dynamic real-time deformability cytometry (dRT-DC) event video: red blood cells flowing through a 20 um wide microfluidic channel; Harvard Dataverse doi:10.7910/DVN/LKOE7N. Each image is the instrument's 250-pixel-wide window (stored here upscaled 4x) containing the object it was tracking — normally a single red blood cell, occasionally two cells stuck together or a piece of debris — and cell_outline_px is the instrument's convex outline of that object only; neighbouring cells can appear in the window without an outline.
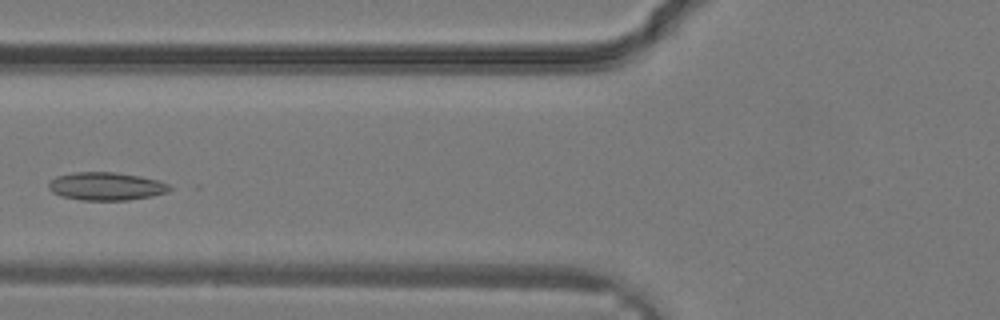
{"species": "common noctule bat (a hibernating species)", "species_latin": "Nyctalus noctula", "temperature_condition": "warm", "stored_images_in_passage": 21, "camera_frame_rate_fps": 3000, "um_per_image_px": 0.085, "animal": {"sex": "male", "body_mass_g": 19.2, "forearm_length_mm": 51.8}, "frame": {"image": 1, "passage_image": 5, "time_ms": 1.333, "image_size_px": [1000, 320], "cell_outline_px": [[172, 188], [168, 192], [152, 196], [128, 200], [80, 200], [64, 196], [52, 192], [48, 188], [48, 184], [56, 176], [72, 172], [116, 172], [140, 176], [156, 180], [168, 184]], "centroid_in_image_um": [9.02, 15.83], "position_along_channel_um": 116.8, "area_um2": 19.71}}
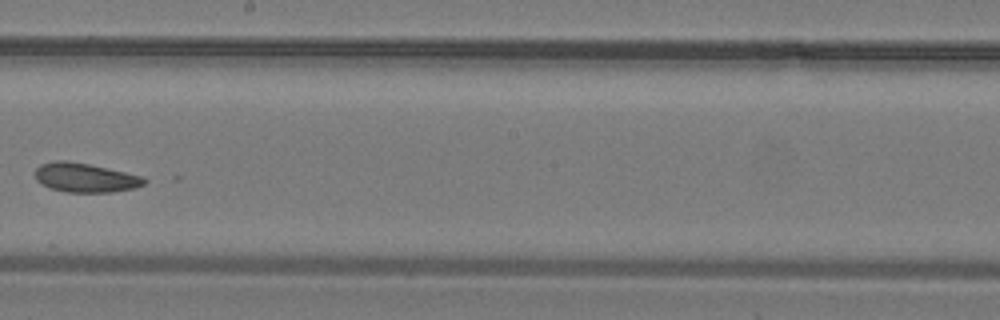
{"frame": {"image": 2, "passage_image": 11, "time_ms": 3.333, "image_size_px": [1000, 320], "cell_outline_px": [[148, 180], [144, 184], [132, 188], [112, 192], [68, 192], [52, 188], [40, 184], [36, 180], [36, 168], [40, 164], [56, 160], [64, 160], [88, 164], [144, 176]], "centroid_in_image_um": [7.24, 15.09], "position_along_channel_um": 241.0, "area_um2": 18.44}}
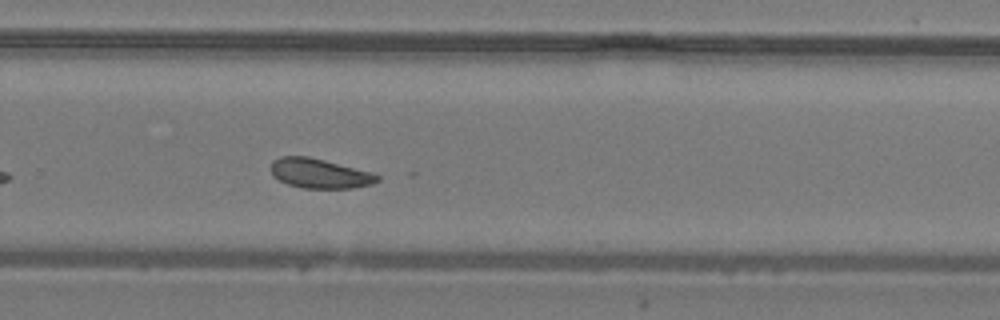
{"frame": {"image": 3, "passage_image": 14, "time_ms": 4.333, "image_size_px": [1000, 320], "cell_outline_px": [[380, 180], [372, 184], [352, 188], [300, 188], [288, 184], [272, 176], [272, 160], [280, 156], [308, 156], [372, 172], [380, 176]], "centroid_in_image_um": [27.17, 14.74], "position_along_channel_um": 302.6, "area_um2": 18.38}}